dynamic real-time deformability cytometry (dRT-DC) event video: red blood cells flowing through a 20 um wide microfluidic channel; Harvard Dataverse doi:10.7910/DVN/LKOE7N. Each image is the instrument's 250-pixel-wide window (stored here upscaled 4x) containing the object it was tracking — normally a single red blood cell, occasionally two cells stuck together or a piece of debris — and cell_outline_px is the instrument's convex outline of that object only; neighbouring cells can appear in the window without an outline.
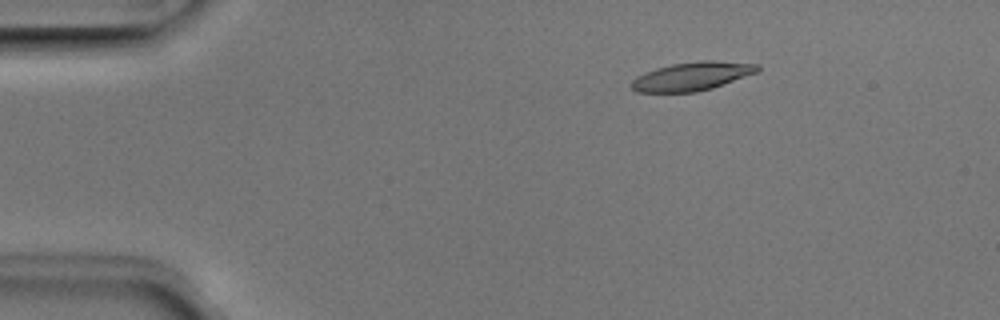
{"species": "Egyptian fruit bat (a non-hibernating species)", "species_latin": "Rousettus aegyptiacus", "temperature_condition": "room temperature", "stored_images_in_passage": 51, "camera_frame_rate_fps": 3000, "um_per_image_px": 0.085, "animal": {"sex": "male"}, "frame": {"image": 1, "passage_image": 8, "time_ms": 2.333, "image_size_px": [1000, 320], "cell_outline_px": [[760, 68], [756, 72], [712, 88], [696, 92], [636, 92], [628, 84], [636, 76], [644, 72], [656, 68], [672, 64], [700, 60], [712, 60], [760, 64]], "centroid_in_image_um": [58.77, 6.48], "position_along_channel_um": 26.2, "area_um2": 20.98}}
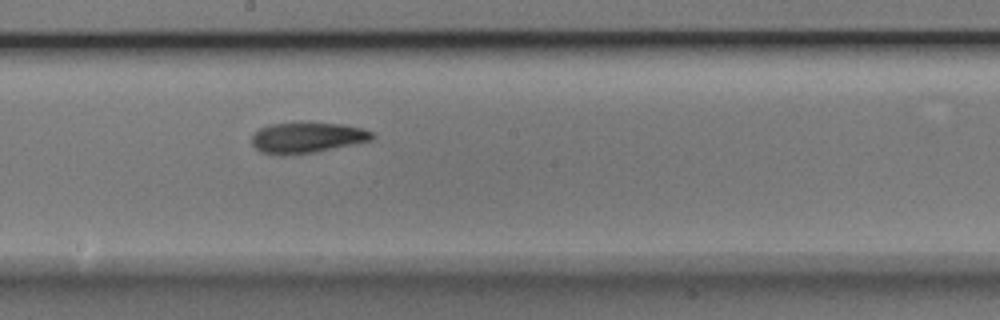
{"frame": {"image": 2, "passage_image": 28, "time_ms": 9.0, "image_size_px": [1000, 320], "cell_outline_px": [[376, 136], [372, 140], [316, 152], [284, 156], [276, 156], [260, 152], [252, 144], [252, 136], [260, 128], [268, 124], [340, 124], [360, 128], [372, 132]], "centroid_in_image_um": [26.07, 11.74], "position_along_channel_um": 222.1, "area_um2": 21.27}}
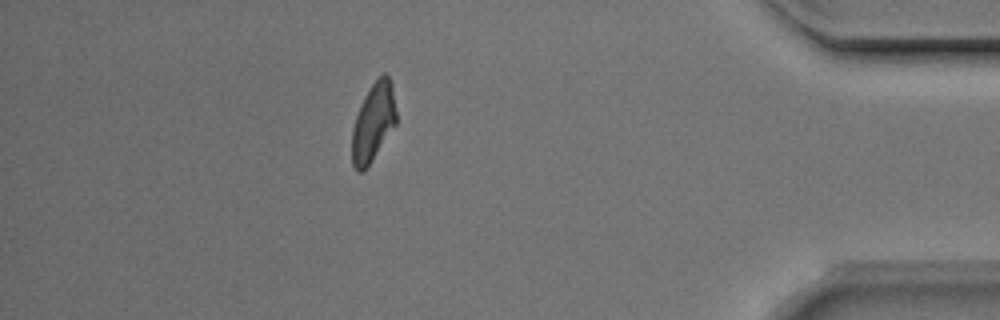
{"frame": {"image": 3, "passage_image": 45, "time_ms": 14.667, "image_size_px": [1000, 320], "cell_outline_px": [[396, 124], [368, 164], [360, 172], [356, 172], [352, 164], [352, 128], [356, 116], [372, 84], [384, 72], [388, 76], [392, 84], [396, 112]], "centroid_in_image_um": [31.73, 10.39], "position_along_channel_um": 403.5, "area_um2": 19.54}, "authors_computed_cell_mechanics": {"area_um2": 21.097, "velocity_mm_per_s": 3.9624, "shape_relaxation_time_tau1_ms": 4.0414, "shape_relaxation_time_tau2_ms": 5.4643, "deformation_change_tau1": 0.1741, "deformation_change_tau2": 0.1487}}